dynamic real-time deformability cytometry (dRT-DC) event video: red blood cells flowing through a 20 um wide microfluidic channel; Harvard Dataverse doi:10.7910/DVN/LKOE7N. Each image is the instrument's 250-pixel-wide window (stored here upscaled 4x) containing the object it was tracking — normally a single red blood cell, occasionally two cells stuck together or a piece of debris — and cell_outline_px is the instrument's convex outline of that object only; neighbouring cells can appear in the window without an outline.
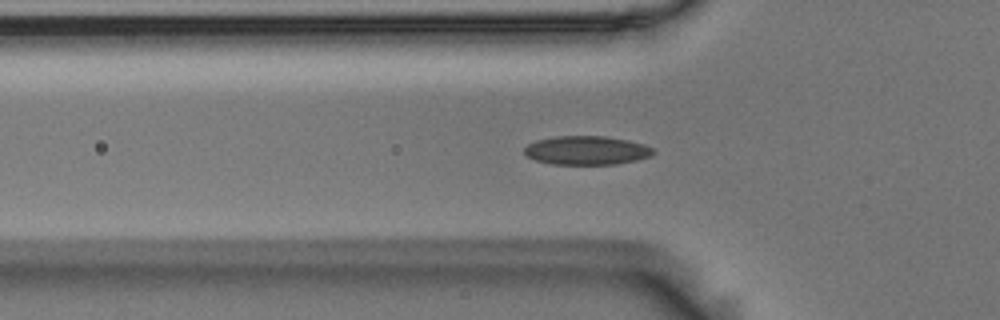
{"species": "Egyptian fruit bat (a non-hibernating species)", "species_latin": "Rousettus aegyptiacus", "temperature_condition": "room temperature", "stored_images_in_passage": 41, "camera_frame_rate_fps": 3000, "um_per_image_px": 0.085, "animal": {"sex": "male"}, "frame": {"image": 1, "passage_image": 3, "time_ms": 0.667, "image_size_px": [1000, 320], "cell_outline_px": [[656, 152], [652, 156], [636, 160], [616, 164], [552, 164], [536, 160], [528, 156], [524, 152], [524, 148], [528, 144], [536, 140], [556, 136], [604, 136], [628, 140], [644, 144], [652, 148]], "centroid_in_image_um": [49.88, 12.78], "position_along_channel_um": 75.9, "area_um2": 21.62}}
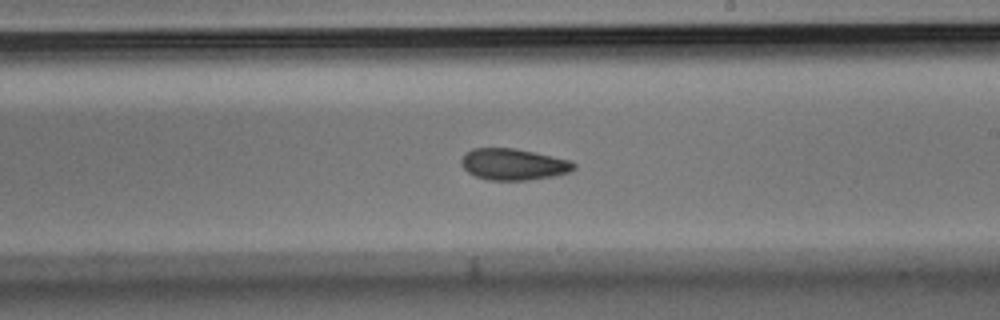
{"frame": {"image": 2, "passage_image": 17, "time_ms": 5.333, "image_size_px": [1000, 320], "cell_outline_px": [[576, 168], [568, 172], [552, 176], [528, 180], [488, 180], [476, 176], [468, 172], [460, 164], [460, 160], [464, 152], [472, 148], [516, 148], [572, 160], [576, 164]], "centroid_in_image_um": [43.62, 13.95], "position_along_channel_um": 245.4, "area_um2": 20.81}}
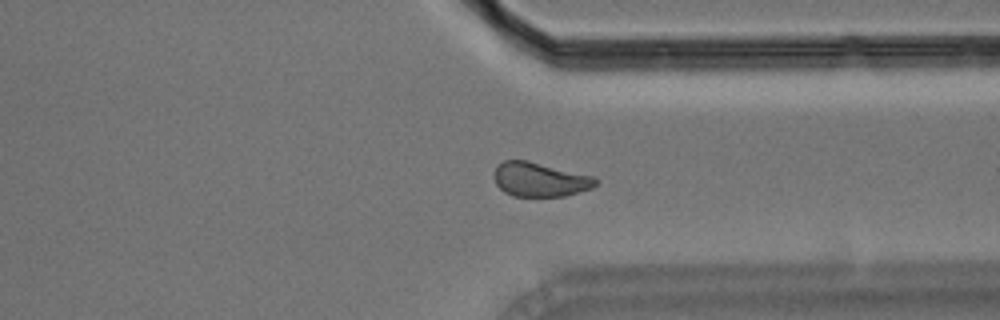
{"frame": {"image": 3, "passage_image": 27, "time_ms": 8.667, "image_size_px": [1000, 320], "cell_outline_px": [[600, 180], [592, 188], [564, 196], [512, 196], [504, 192], [496, 184], [496, 168], [504, 160], [528, 160], [592, 176]], "centroid_in_image_um": [45.91, 15.26], "position_along_channel_um": 365.5, "area_um2": 20.0}, "authors_computed_cell_mechanics": {"area_um2": 20.808, "velocity_mm_per_s": 3.612, "shape_relaxation_time_tau1_ms": 8.6441, "shape_relaxation_time_tau2_ms": 5.0308, "deformation_change_tau1": 0.1366, "deformation_change_tau2": 0.0912}}